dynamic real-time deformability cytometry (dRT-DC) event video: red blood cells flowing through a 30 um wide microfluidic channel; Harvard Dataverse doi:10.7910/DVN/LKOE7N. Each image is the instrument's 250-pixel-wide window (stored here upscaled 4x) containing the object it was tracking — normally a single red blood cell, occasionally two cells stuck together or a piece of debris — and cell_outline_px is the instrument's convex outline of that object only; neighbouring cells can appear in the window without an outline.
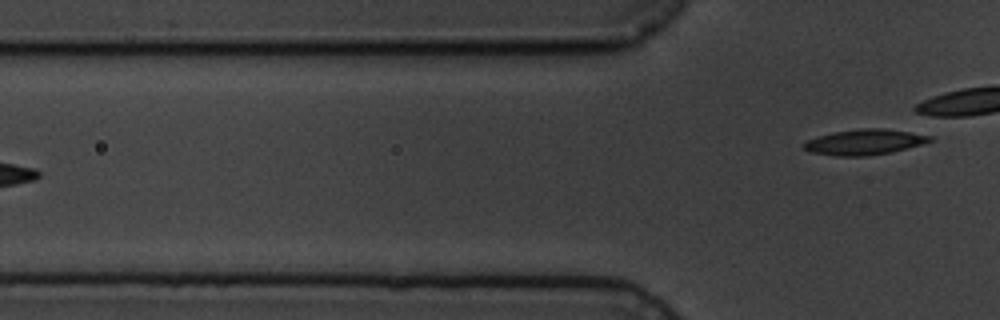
{"species": "common noctule bat (a hibernating species)", "species_latin": "Nyctalus noctula", "temperature_condition": "cold", "stored_images_in_passage": 7, "segment_of_instrument_passage": [2, 2], "camera_frame_rate_fps": 3000, "um_per_image_px": 0.085, "animal": {"sex": "male", "body_mass_g": 19.5, "forearm_length_mm": 54.6}, "frame": {"image": 1, "passage_image": 7, "time_ms": 7.667, "image_size_px": [1000, 320], "cell_outline_px": [[932, 140], [920, 144], [892, 152], [864, 156], [836, 156], [812, 152], [804, 148], [800, 144], [816, 136], [832, 132], [860, 128], [884, 128], [932, 136]], "centroid_in_image_um": [73.42, 12.07], "position_along_channel_um": 52.4, "area_um2": 18.61}}